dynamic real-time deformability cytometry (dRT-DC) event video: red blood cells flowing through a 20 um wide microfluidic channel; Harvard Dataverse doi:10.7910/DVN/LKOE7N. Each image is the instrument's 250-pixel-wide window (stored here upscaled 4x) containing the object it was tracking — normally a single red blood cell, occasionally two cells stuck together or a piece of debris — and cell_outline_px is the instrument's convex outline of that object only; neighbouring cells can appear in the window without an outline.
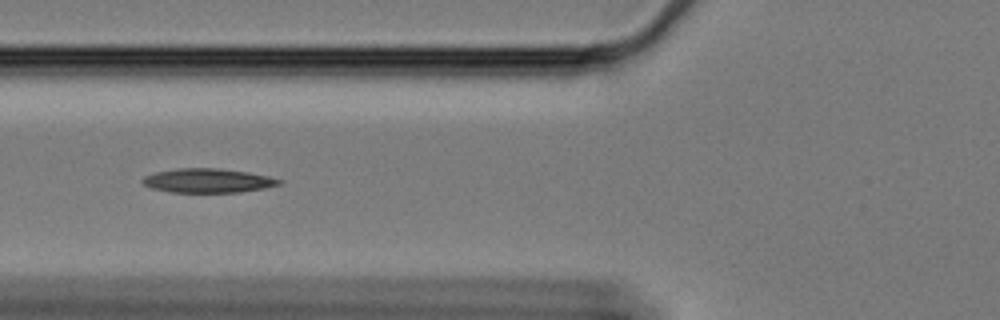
{"species": "Egyptian fruit bat (a non-hibernating species)", "species_latin": "Rousettus aegyptiacus", "temperature_condition": "cold", "stored_images_in_passage": 18, "camera_frame_rate_fps": 3000, "um_per_image_px": 0.085, "animal": {"sex": "female"}, "frame": {"image": 1, "passage_image": 6, "time_ms": 1.667, "image_size_px": [1000, 320], "cell_outline_px": [[284, 184], [264, 188], [240, 192], [172, 192], [152, 188], [144, 184], [140, 180], [144, 176], [156, 172], [176, 168], [220, 168], [248, 172], [268, 176], [284, 180]], "centroid_in_image_um": [17.71, 15.34], "position_along_channel_um": 108.1, "area_um2": 19.31}}
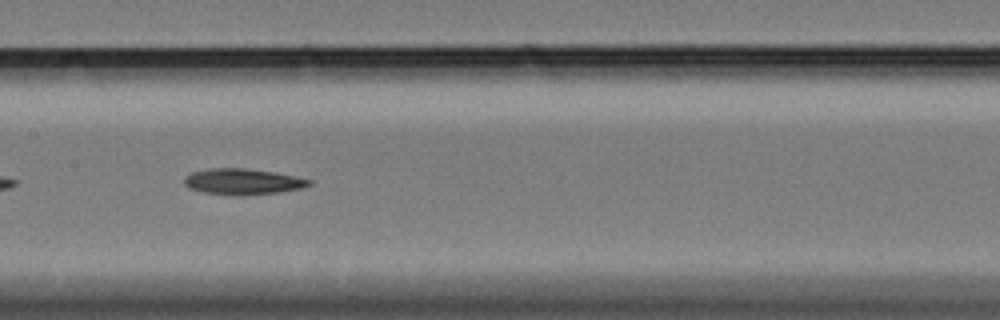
{"frame": {"image": 2, "passage_image": 13, "time_ms": 4.0, "image_size_px": [1000, 320], "cell_outline_px": [[312, 184], [300, 188], [276, 192], [244, 196], [236, 196], [200, 192], [188, 188], [184, 184], [184, 180], [192, 172], [212, 168], [244, 168], [276, 172], [312, 180]], "centroid_in_image_um": [20.61, 15.44], "position_along_channel_um": 186.8, "area_um2": 18.9}}